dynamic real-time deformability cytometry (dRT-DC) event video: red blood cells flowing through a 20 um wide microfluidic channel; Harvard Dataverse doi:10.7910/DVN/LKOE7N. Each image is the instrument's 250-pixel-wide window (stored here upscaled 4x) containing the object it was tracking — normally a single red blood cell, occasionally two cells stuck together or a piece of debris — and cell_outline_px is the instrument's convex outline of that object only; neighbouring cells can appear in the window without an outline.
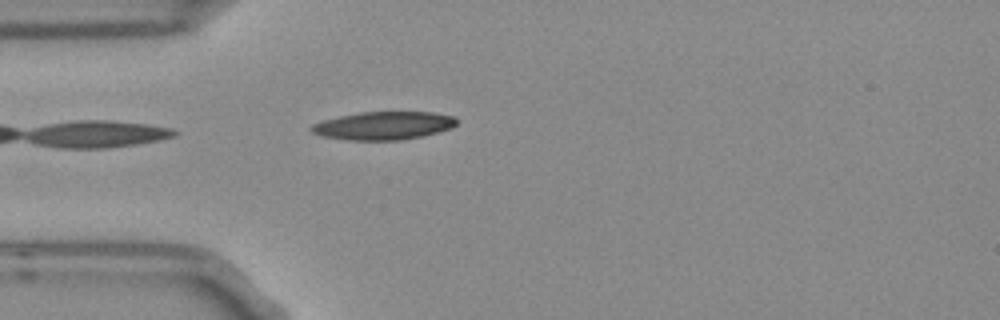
{"species": "Egyptian fruit bat (a non-hibernating species)", "species_latin": "Rousettus aegyptiacus", "temperature_condition": "room temperature", "stored_images_in_passage": 1, "camera_frame_rate_fps": 3000, "um_per_image_px": 0.085, "frame": {"image": 1, "passage_image": 1, "time_ms": 0.0, "image_size_px": [1000, 320], "cell_outline_px": [[456, 124], [452, 128], [424, 136], [400, 140], [348, 140], [320, 136], [312, 132], [308, 128], [312, 124], [324, 120], [340, 116], [360, 112], [432, 112], [452, 116], [456, 120]], "centroid_in_image_um": [32.58, 10.68], "position_along_channel_um": 52.4, "area_um2": 23.81}}